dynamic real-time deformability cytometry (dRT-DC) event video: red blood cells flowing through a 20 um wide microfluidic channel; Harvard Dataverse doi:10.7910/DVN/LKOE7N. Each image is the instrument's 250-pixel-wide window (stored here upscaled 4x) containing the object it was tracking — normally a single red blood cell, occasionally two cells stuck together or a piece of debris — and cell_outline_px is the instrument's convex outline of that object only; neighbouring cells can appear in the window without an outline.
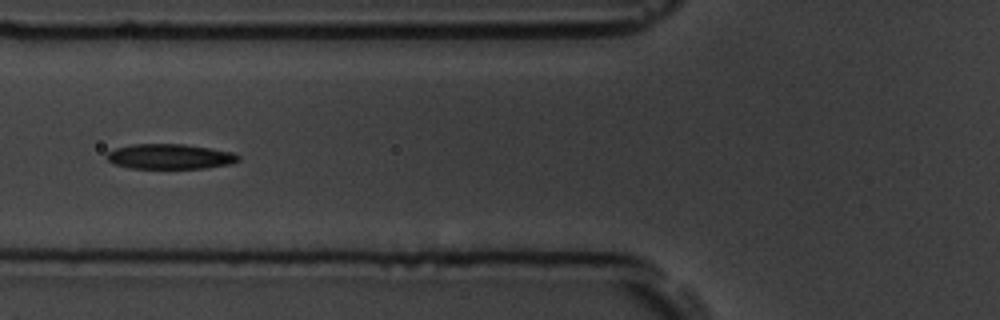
{"species": "common noctule bat (a hibernating species)", "species_latin": "Nyctalus noctula", "temperature_condition": "room temperature", "stored_images_in_passage": 9, "camera_frame_rate_fps": 3000, "um_per_image_px": 0.085, "animal": {"sex": "male", "body_mass_g": 19.5, "forearm_length_mm": 54.6}, "frame": {"image": 1, "passage_image": 6, "time_ms": 6.0, "image_size_px": [1000, 320], "cell_outline_px": [[240, 160], [232, 164], [204, 168], [128, 168], [112, 164], [104, 156], [108, 152], [116, 148], [132, 144], [184, 144], [232, 152], [240, 156]], "centroid_in_image_um": [14.41, 13.31], "position_along_channel_um": 111.4, "area_um2": 19.31}}
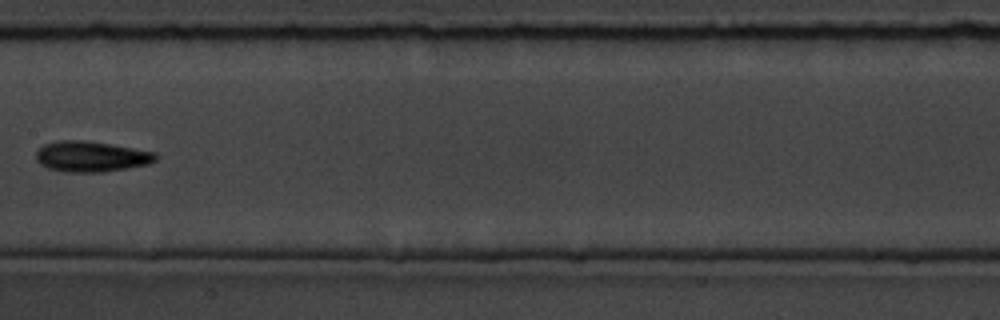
{"frame": {"image": 2, "passage_image": 8, "time_ms": 8.333, "image_size_px": [1000, 320], "cell_outline_px": [[156, 160], [148, 164], [128, 168], [100, 172], [64, 172], [48, 168], [40, 164], [36, 160], [36, 152], [44, 144], [56, 140], [84, 140], [112, 144], [156, 152]], "centroid_in_image_um": [7.73, 13.3], "position_along_channel_um": 199.7, "area_um2": 21.44}}
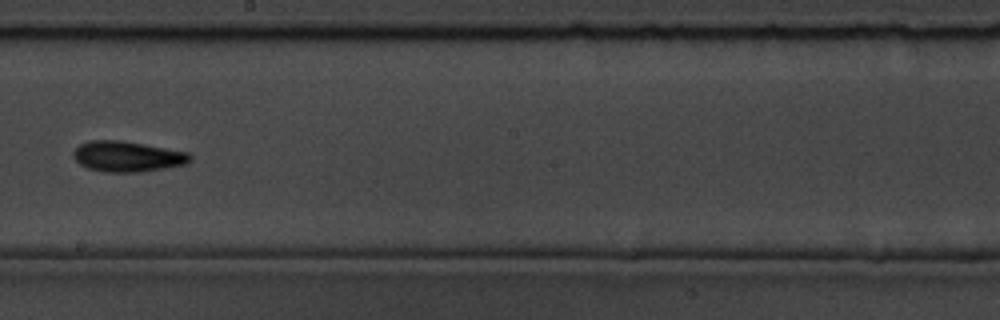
{"frame": {"image": 3, "passage_image": 9, "time_ms": 9.333, "image_size_px": [1000, 320], "cell_outline_px": [[192, 160], [188, 164], [140, 172], [104, 172], [88, 168], [80, 164], [72, 156], [72, 152], [80, 144], [88, 140], [116, 140], [188, 152], [192, 156]], "centroid_in_image_um": [10.81, 13.31], "position_along_channel_um": 237.4, "area_um2": 20.69}}